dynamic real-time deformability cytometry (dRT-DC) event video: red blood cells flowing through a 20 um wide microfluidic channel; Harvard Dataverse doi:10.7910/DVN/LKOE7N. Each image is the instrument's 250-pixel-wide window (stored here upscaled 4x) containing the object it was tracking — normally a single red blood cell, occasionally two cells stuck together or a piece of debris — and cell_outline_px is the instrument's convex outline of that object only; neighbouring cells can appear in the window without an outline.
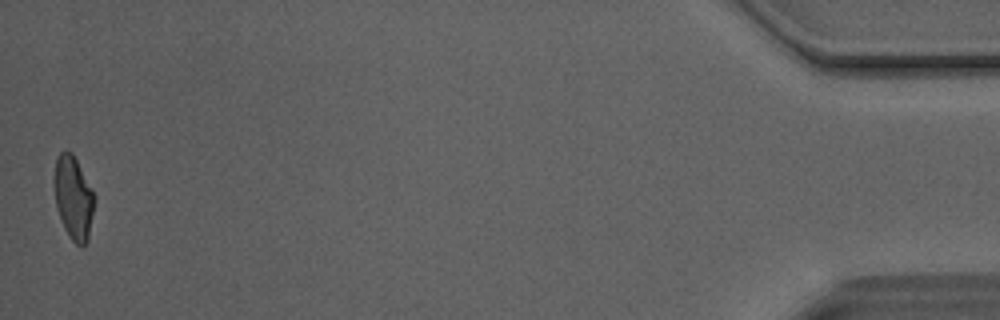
{"species": "Egyptian fruit bat (a non-hibernating species)", "species_latin": "Rousettus aegyptiacus", "temperature_condition": "room temperature", "stored_images_in_passage": 50, "camera_frame_rate_fps": 3000, "um_per_image_px": 0.085, "animal": {"sex": "male"}, "frame": {"image": 1, "passage_image": 50, "time_ms": 16.333, "image_size_px": [1000, 320], "cell_outline_px": [[96, 200], [88, 240], [80, 248], [68, 236], [60, 220], [56, 208], [56, 156], [64, 148], [72, 152], [96, 196]], "centroid_in_image_um": [6.28, 16.84], "position_along_channel_um": 428.9, "area_um2": 19.54}, "authors_computed_cell_mechanics": {"area_um2": 20.6635, "velocity_mm_per_s": 4.13, "shape_relaxation_time_tau1_ms": 5.9667, "shape_relaxation_time_tau2_ms": 1.6249, "deformation_change_tau1": 0.1571, "deformation_change_tau2": 0.0813}}